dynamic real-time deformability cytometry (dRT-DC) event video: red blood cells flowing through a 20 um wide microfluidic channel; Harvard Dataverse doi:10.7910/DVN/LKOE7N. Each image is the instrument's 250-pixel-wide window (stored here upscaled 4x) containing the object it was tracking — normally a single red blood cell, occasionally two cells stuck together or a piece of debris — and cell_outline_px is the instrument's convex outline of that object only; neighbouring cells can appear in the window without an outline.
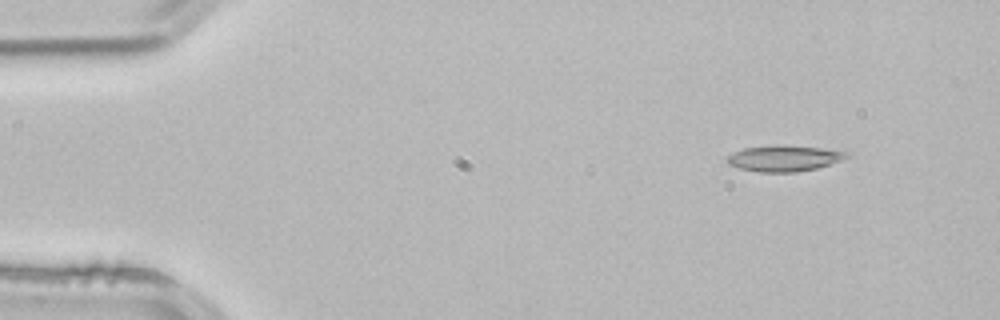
{"species": "common noctule bat (a hibernating species)", "species_latin": "Nyctalus noctula", "temperature_condition": "room temperature", "stored_images_in_passage": 4, "camera_frame_rate_fps": 3000, "um_per_image_px": 0.085, "animal": {"sex": "male", "body_mass_g": 21.5, "forearm_length_mm": 52.0}, "frame": {"image": 1, "passage_image": 1, "time_ms": 0.0, "image_size_px": [1000, 320], "cell_outline_px": [[852, 156], [816, 168], [796, 172], [760, 172], [740, 168], [728, 164], [724, 160], [728, 156], [744, 148], [776, 144], [820, 148], [852, 152]], "centroid_in_image_um": [66.66, 13.45], "position_along_channel_um": 18.3, "area_um2": 18.09}}
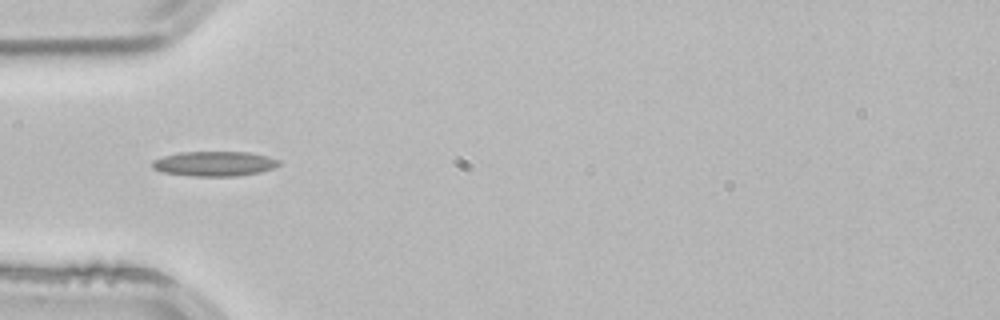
{"frame": {"image": 2, "passage_image": 3, "time_ms": 0.667, "image_size_px": [1000, 320], "cell_outline_px": [[280, 164], [272, 168], [260, 172], [236, 176], [192, 176], [164, 172], [152, 168], [152, 160], [164, 156], [180, 152], [248, 152], [268, 156], [280, 160]], "centroid_in_image_um": [18.23, 13.91], "position_along_channel_um": 66.8, "area_um2": 18.26}}